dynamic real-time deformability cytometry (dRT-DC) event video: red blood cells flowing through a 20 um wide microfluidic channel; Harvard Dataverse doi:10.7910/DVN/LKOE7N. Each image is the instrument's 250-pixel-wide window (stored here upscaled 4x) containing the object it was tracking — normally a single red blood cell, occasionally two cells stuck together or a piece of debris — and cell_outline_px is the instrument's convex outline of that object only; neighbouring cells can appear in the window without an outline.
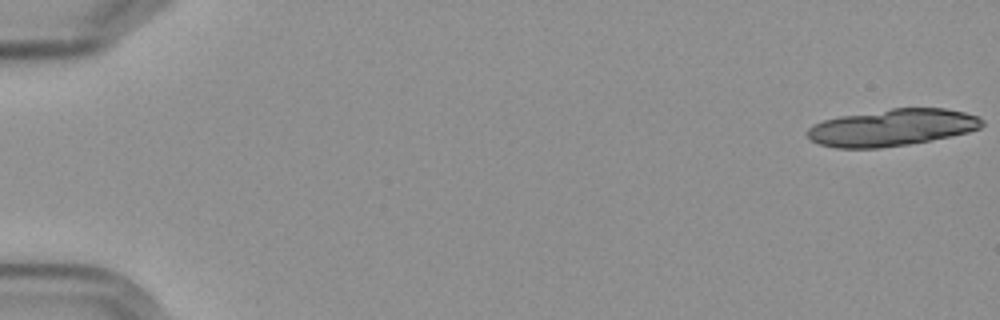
{"species": "Egyptian fruit bat (a non-hibernating species)", "species_latin": "Rousettus aegyptiacus", "temperature_condition": "cold", "stored_images_in_passage": 7, "camera_frame_rate_fps": 3000, "um_per_image_px": 0.085, "frame": {"image": 1, "passage_image": 1, "time_ms": 0.0, "image_size_px": [1000, 320], "cell_outline_px": [[984, 124], [980, 128], [968, 132], [908, 144], [880, 148], [836, 148], [820, 144], [812, 140], [804, 132], [812, 124], [824, 120], [840, 116], [892, 108], [944, 108], [964, 112], [980, 116], [984, 120]], "centroid_in_image_um": [75.82, 10.83], "position_along_channel_um": 9.2, "area_um2": 37.51}}